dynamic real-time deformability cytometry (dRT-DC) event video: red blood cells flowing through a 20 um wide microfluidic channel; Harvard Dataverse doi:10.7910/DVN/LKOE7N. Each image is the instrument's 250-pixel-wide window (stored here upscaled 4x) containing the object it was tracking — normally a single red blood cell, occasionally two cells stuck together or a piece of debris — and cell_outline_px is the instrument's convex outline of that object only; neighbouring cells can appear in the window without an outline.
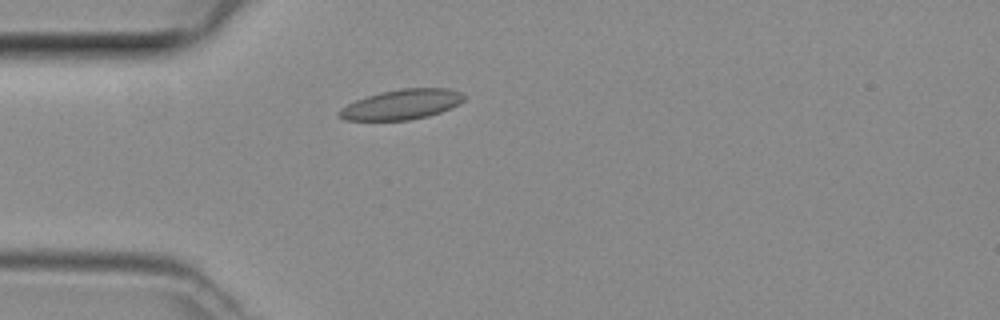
{"species": "common noctule bat (a hibernating species)", "species_latin": "Nyctalus noctula", "temperature_condition": "room temperature", "stored_images_in_passage": 36, "camera_frame_rate_fps": 3000, "um_per_image_px": 0.085, "animal": {"sex": "female", "body_mass_g": 29.2, "forearm_length_mm": 56.3}, "frame": {"image": 1, "passage_image": 1, "time_ms": 0.0, "image_size_px": [1000, 320], "cell_outline_px": [[464, 100], [460, 104], [440, 112], [428, 116], [408, 120], [344, 120], [336, 116], [336, 112], [340, 108], [356, 100], [380, 92], [400, 88], [448, 88], [460, 92], [464, 96]], "centroid_in_image_um": [34.11, 8.88], "position_along_channel_um": 50.9, "area_um2": 21.91}}
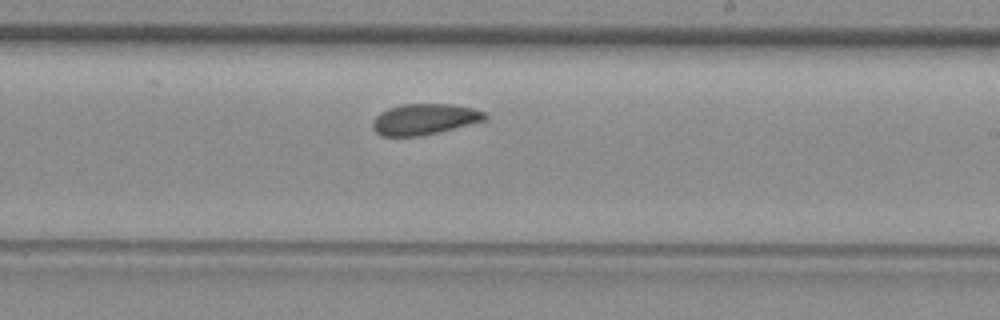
{"frame": {"image": 2, "passage_image": 16, "time_ms": 5.0, "image_size_px": [1000, 320], "cell_outline_px": [[488, 116], [484, 120], [420, 136], [380, 136], [372, 128], [372, 120], [380, 112], [388, 108], [400, 104], [452, 104], [472, 108], [484, 112]], "centroid_in_image_um": [36.01, 10.12], "position_along_channel_um": 253.0, "area_um2": 20.06}}
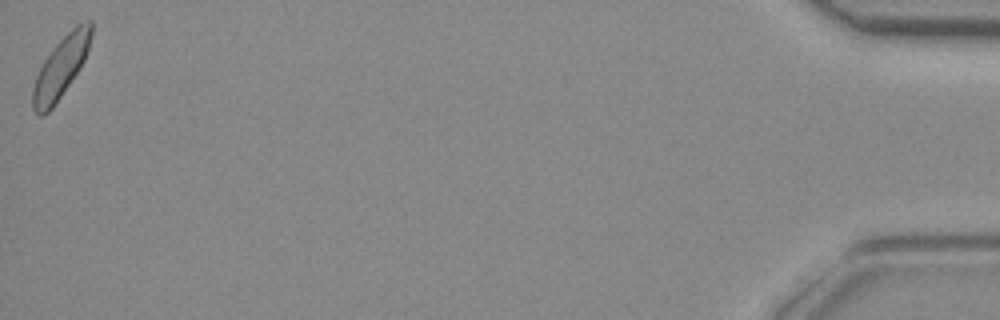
{"frame": {"image": 3, "passage_image": 36, "time_ms": 11.667, "image_size_px": [1000, 320], "cell_outline_px": [[92, 32], [88, 48], [84, 60], [80, 68], [52, 108], [44, 116], [36, 116], [32, 108], [32, 88], [36, 76], [44, 60], [52, 48], [76, 24], [84, 20], [92, 20]], "centroid_in_image_um": [5.15, 5.74], "position_along_channel_um": 430.1, "area_um2": 20.69}}